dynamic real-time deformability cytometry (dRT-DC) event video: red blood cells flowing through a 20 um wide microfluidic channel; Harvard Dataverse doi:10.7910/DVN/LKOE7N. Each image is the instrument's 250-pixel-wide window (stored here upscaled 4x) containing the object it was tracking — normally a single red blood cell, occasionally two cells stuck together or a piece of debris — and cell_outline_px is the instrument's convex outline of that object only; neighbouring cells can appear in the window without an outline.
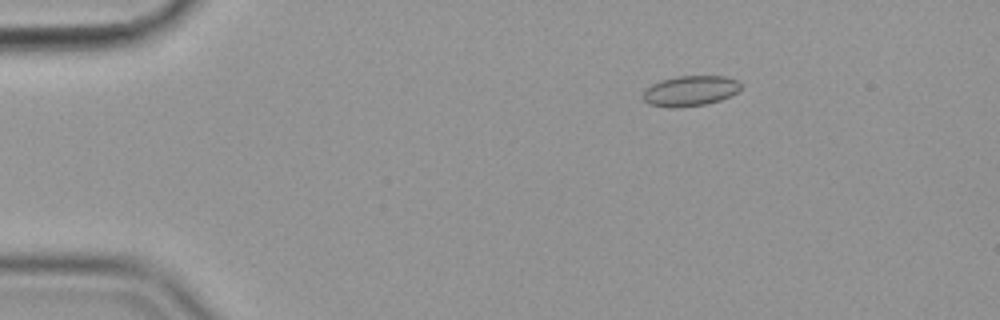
{"species": "common noctule bat (a hibernating species)", "species_latin": "Nyctalus noctula", "temperature_condition": "cold", "stored_images_in_passage": 48, "camera_frame_rate_fps": 3000, "um_per_image_px": 0.085, "animal": {"sex": "female", "body_mass_g": 19.9}, "frame": {"image": 1, "passage_image": 1, "time_ms": 0.0, "image_size_px": [1000, 320], "cell_outline_px": [[744, 84], [736, 92], [720, 100], [704, 104], [648, 104], [640, 96], [644, 88], [660, 80], [676, 76], [724, 76], [736, 80]], "centroid_in_image_um": [58.67, 7.65], "position_along_channel_um": 26.3, "area_um2": 16.59}}
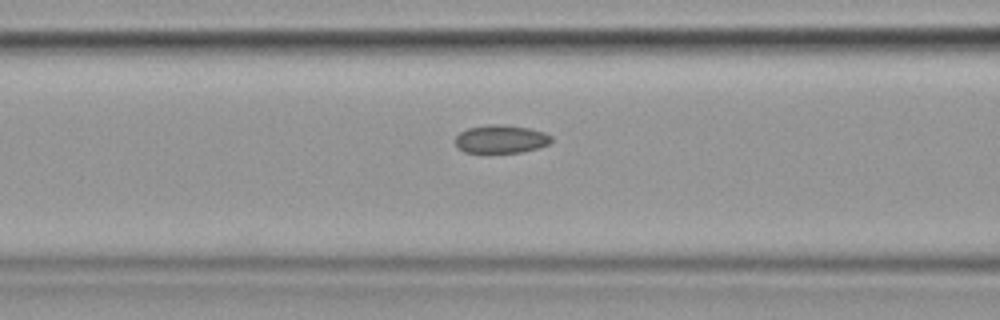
{"frame": {"image": 2, "passage_image": 15, "time_ms": 4.667, "image_size_px": [1000, 320], "cell_outline_px": [[552, 140], [548, 144], [536, 148], [520, 152], [464, 152], [456, 144], [456, 136], [460, 132], [468, 128], [488, 124], [500, 124], [528, 128], [544, 132], [552, 136]], "centroid_in_image_um": [42.58, 11.81], "position_along_channel_um": 124.0, "area_um2": 15.55}}
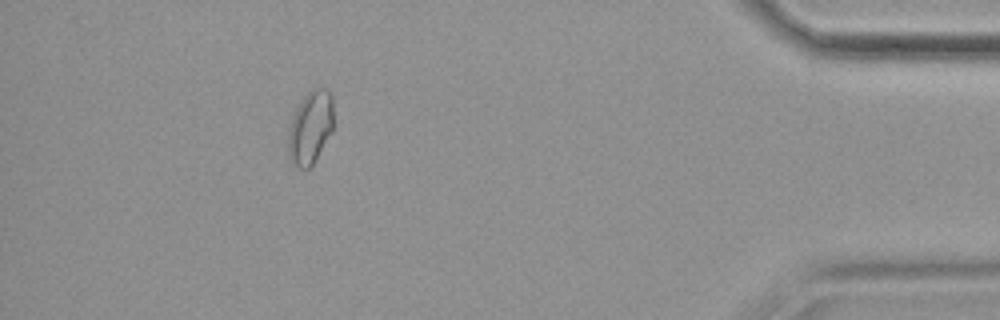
{"frame": {"image": 3, "passage_image": 43, "time_ms": 14.0, "image_size_px": [1000, 320], "cell_outline_px": [[332, 132], [312, 164], [308, 168], [300, 168], [288, 156], [288, 128], [292, 116], [296, 108], [304, 96], [312, 88], [328, 88], [332, 92]], "centroid_in_image_um": [26.38, 10.78], "position_along_channel_um": 408.8, "area_um2": 19.19}, "authors_computed_cell_mechanics": {"area_um2": 16.473, "velocity_mm_per_s": 3.5741, "shape_relaxation_time_tau1_ms": null, "shape_relaxation_time_tau2_ms": 2.5218, "deformation_change_tau1": null, "deformation_change_tau2": 0.0664}}